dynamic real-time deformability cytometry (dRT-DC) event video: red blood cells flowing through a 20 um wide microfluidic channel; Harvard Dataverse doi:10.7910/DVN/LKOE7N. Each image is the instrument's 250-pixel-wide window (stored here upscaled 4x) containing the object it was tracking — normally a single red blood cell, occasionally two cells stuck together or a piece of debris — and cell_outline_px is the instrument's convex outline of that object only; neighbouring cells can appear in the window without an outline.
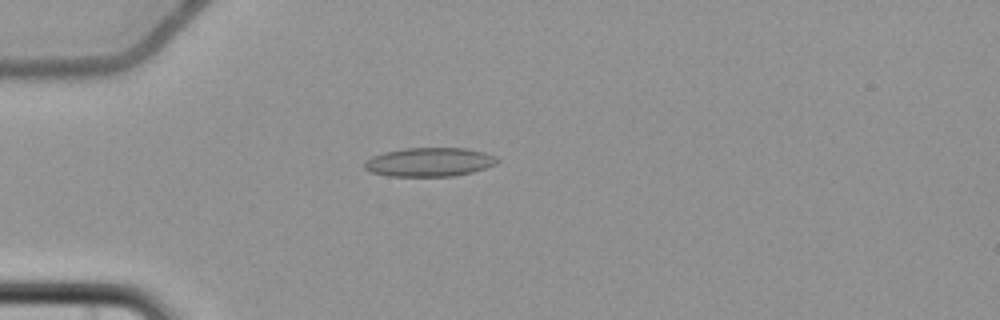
{"species": "common noctule bat (a hibernating species)", "species_latin": "Nyctalus noctula", "temperature_condition": "cold", "stored_images_in_passage": 6, "camera_frame_rate_fps": 3000, "um_per_image_px": 0.085, "animal": {"sex": "female", "body_mass_g": 22.7, "forearm_length_mm": 54.2}, "frame": {"image": 1, "passage_image": 4, "time_ms": 4.333, "image_size_px": [1000, 320], "cell_outline_px": [[500, 160], [496, 164], [472, 172], [452, 176], [388, 176], [372, 172], [364, 168], [364, 164], [372, 156], [384, 152], [404, 148], [464, 148], [484, 152], [496, 156]], "centroid_in_image_um": [36.51, 13.77], "position_along_channel_um": 48.5, "area_um2": 22.25}}
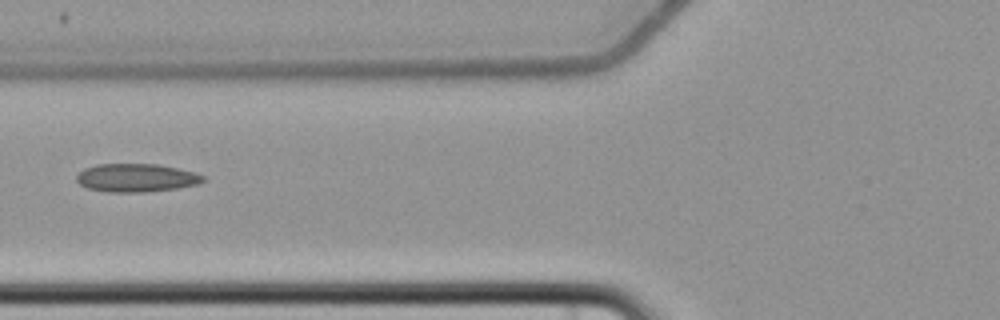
{"frame": {"image": 2, "passage_image": 6, "time_ms": 6.667, "image_size_px": [1000, 320], "cell_outline_px": [[204, 180], [200, 184], [176, 188], [144, 192], [108, 192], [88, 188], [80, 184], [76, 180], [76, 176], [84, 168], [96, 164], [156, 164], [196, 172], [204, 176]], "centroid_in_image_um": [11.58, 15.11], "position_along_channel_um": 114.2, "area_um2": 20.81}}